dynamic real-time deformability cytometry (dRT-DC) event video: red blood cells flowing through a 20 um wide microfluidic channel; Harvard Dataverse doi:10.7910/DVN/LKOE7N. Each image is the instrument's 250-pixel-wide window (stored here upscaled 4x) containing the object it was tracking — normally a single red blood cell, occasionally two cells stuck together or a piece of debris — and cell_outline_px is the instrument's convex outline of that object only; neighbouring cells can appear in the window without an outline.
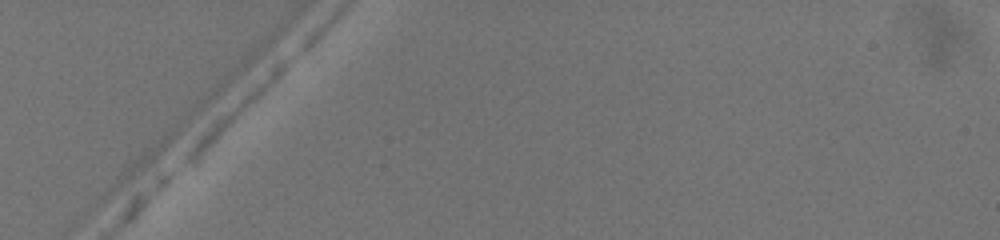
{"species": "common noctule bat (a hibernating species)", "species_latin": "Nyctalus noctula", "temperature_condition": "warm", "stored_images_in_passage": 2, "camera_frame_rate_fps": 3000, "um_per_image_px": 0.085, "animal": {"sex": "female", "body_mass_g": 19.5, "forearm_length_mm": 54.1}, "frame": {"image": 1, "passage_image": 1, "time_ms": 0.0, "image_size_px": [1000, 240], "cell_outline_px": [[296, 52], [292, 60], [260, 92], [188, 160], [180, 164], [184, 152], [196, 136], [216, 116], [276, 60], [284, 56]], "centroid_in_image_um": [20.09, 9.01], "position_along_channel_um": 64.9, "area_um2": 12.66}}